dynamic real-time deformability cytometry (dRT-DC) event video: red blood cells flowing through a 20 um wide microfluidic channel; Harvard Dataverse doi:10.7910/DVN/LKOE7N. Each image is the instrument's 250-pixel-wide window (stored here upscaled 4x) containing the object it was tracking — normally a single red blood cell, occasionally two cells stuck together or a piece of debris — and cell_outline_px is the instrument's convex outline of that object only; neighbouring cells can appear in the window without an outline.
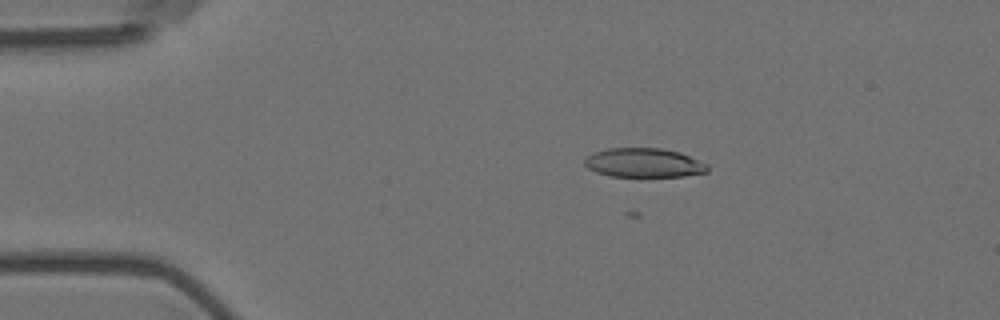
{"species": "Egyptian fruit bat (a non-hibernating species)", "species_latin": "Rousettus aegyptiacus", "temperature_condition": "room temperature", "stored_images_in_passage": 45, "camera_frame_rate_fps": 3000, "um_per_image_px": 0.085, "animal": {"sex": "female"}, "frame": {"image": 1, "passage_image": 11, "time_ms": 3.333, "image_size_px": [1000, 320], "cell_outline_px": [[708, 172], [684, 176], [608, 176], [596, 172], [588, 168], [584, 164], [584, 160], [592, 152], [608, 148], [660, 148], [680, 152], [708, 164]], "centroid_in_image_um": [54.72, 13.83], "position_along_channel_um": 30.3, "area_um2": 20.92}}
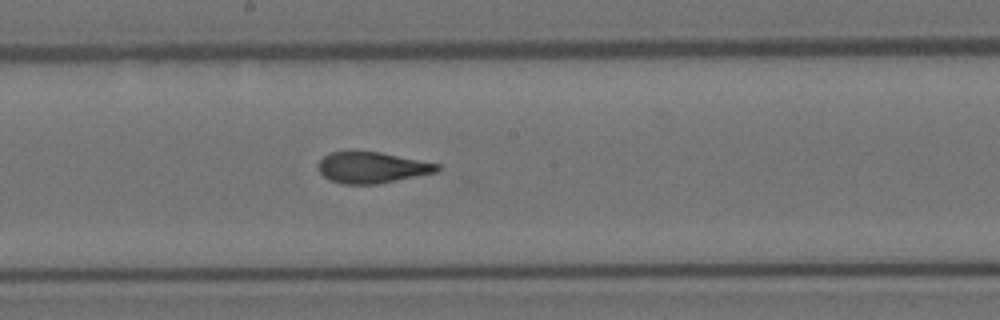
{"frame": {"image": 2, "passage_image": 31, "time_ms": 10.0, "image_size_px": [1000, 320], "cell_outline_px": [[440, 168], [436, 172], [376, 184], [340, 184], [328, 180], [320, 172], [316, 164], [328, 152], [380, 152], [440, 164]], "centroid_in_image_um": [31.57, 14.24], "position_along_channel_um": 216.6, "area_um2": 21.44}}
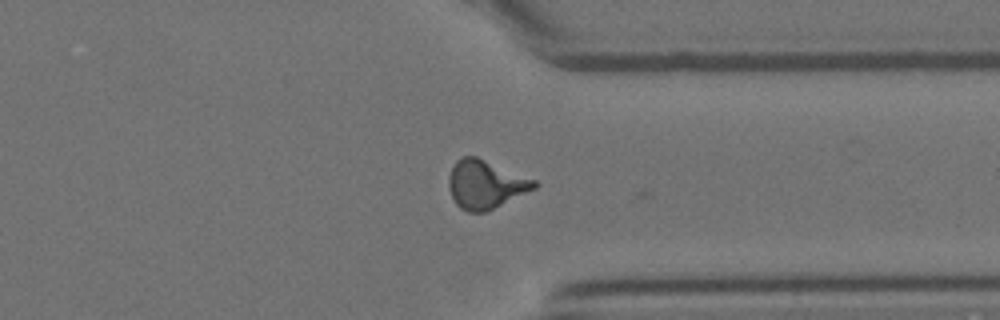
{"frame": {"image": 3, "passage_image": 44, "time_ms": 14.333, "image_size_px": [1000, 320], "cell_outline_px": [[540, 184], [536, 188], [484, 212], [468, 212], [460, 208], [456, 204], [448, 188], [448, 176], [452, 164], [460, 156], [476, 156], [536, 180]], "centroid_in_image_um": [41.23, 15.65], "position_along_channel_um": 370.2, "area_um2": 24.16}, "authors_computed_cell_mechanics": {"area_um2": 22.3108, "velocity_mm_per_s": 3.5915, "shape_relaxation_time_tau1_ms": 9.0487, "shape_relaxation_time_tau2_ms": 1.2353, "deformation_change_tau1": 0.253, "deformation_change_tau2": 0.072}}